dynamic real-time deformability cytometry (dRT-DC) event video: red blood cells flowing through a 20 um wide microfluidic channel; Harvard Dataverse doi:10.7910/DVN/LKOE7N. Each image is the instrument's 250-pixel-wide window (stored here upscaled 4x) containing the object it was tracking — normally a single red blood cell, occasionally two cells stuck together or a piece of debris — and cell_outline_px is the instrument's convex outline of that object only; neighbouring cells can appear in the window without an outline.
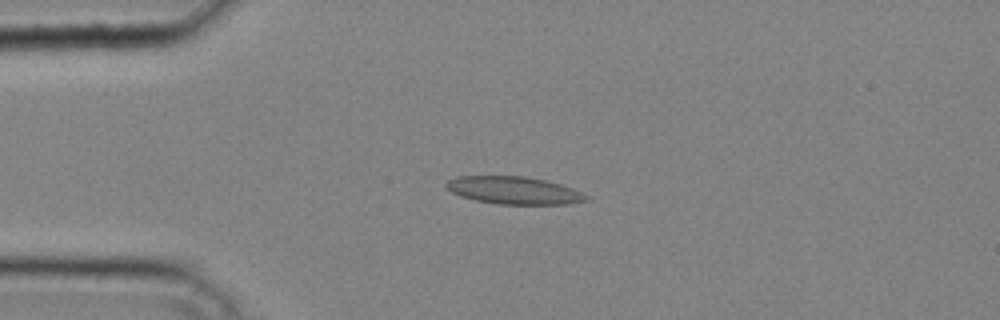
{"species": "common noctule bat (a hibernating species)", "species_latin": "Nyctalus noctula", "temperature_condition": "cold", "stored_images_in_passage": 38, "camera_frame_rate_fps": 3000, "um_per_image_px": 0.085, "animal": {"sex": "male", "body_mass_g": 20.4}, "frame": {"image": 1, "passage_image": 8, "time_ms": 2.333, "image_size_px": [1000, 320], "cell_outline_px": [[588, 200], [568, 204], [496, 204], [476, 200], [460, 196], [452, 192], [444, 184], [448, 180], [456, 176], [528, 176], [560, 184], [572, 188], [588, 196]], "centroid_in_image_um": [43.66, 16.18], "position_along_channel_um": 41.3, "area_um2": 22.43}}
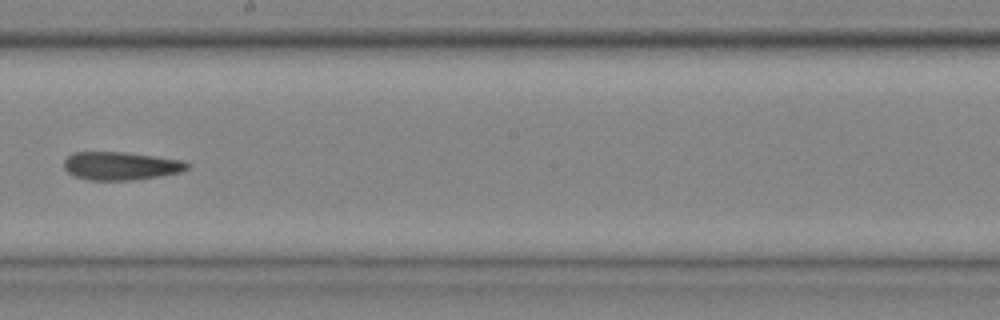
{"frame": {"image": 2, "passage_image": 22, "time_ms": 7.0, "image_size_px": [1000, 320], "cell_outline_px": [[192, 164], [188, 168], [180, 172], [160, 176], [132, 180], [88, 180], [76, 176], [68, 172], [64, 168], [64, 160], [72, 152], [124, 152], [184, 160]], "centroid_in_image_um": [10.29, 14.09], "position_along_channel_um": 237.9, "area_um2": 20.29}}
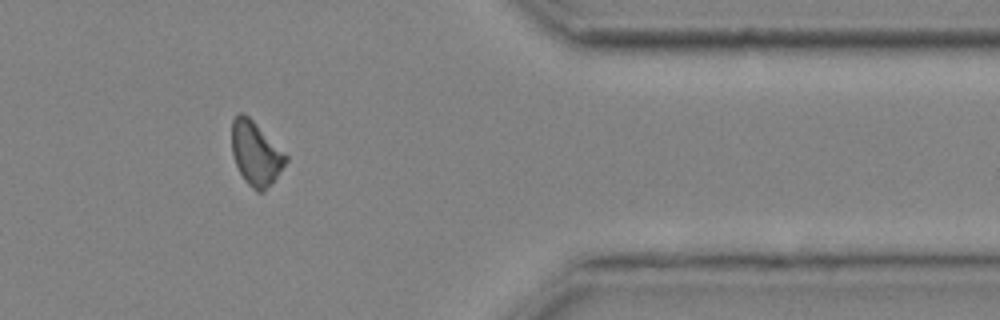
{"frame": {"image": 3, "passage_image": 33, "time_ms": 10.667, "image_size_px": [1000, 320], "cell_outline_px": [[288, 160], [264, 192], [256, 192], [244, 180], [236, 164], [232, 152], [232, 120], [240, 112], [244, 112], [288, 156]], "centroid_in_image_um": [21.72, 13.05], "position_along_channel_um": 389.7, "area_um2": 19.71}}